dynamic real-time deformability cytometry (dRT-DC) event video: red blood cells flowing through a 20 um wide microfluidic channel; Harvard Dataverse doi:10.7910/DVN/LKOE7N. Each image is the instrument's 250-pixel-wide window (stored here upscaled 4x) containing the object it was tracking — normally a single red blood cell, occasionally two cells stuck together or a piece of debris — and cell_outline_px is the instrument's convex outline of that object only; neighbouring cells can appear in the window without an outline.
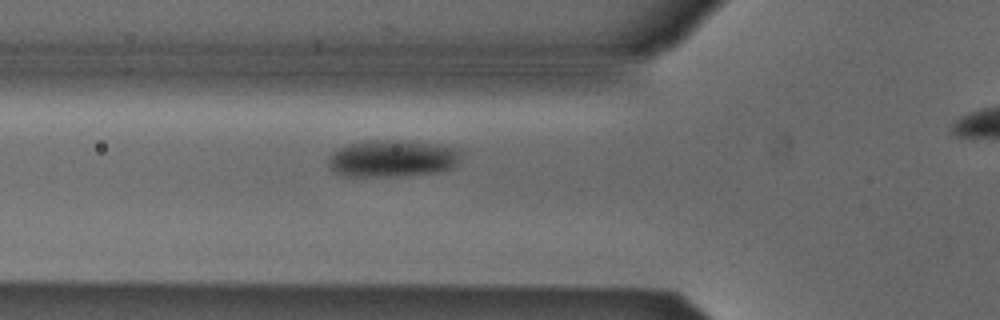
{"species": "Egyptian fruit bat (a non-hibernating species)", "species_latin": "Rousettus aegyptiacus", "temperature_condition": "cold", "stored_images_in_passage": 32, "camera_frame_rate_fps": 3000, "um_per_image_px": 0.085, "animal": {"sex": "male"}, "frame": {"image": 1, "passage_image": 7, "time_ms": 2.0, "image_size_px": [1000, 320], "cell_outline_px": [[460, 152], [456, 164], [452, 168], [432, 172], [396, 176], [348, 176], [336, 172], [328, 164], [328, 156], [336, 148], [348, 144], [368, 140], [396, 140], [436, 144], [460, 148]], "centroid_in_image_um": [33.31, 13.45], "position_along_channel_um": 92.5, "area_um2": 28.38}}
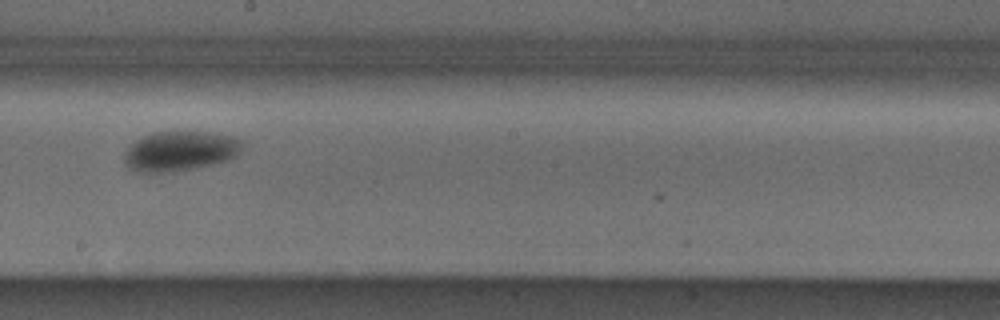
{"frame": {"image": 2, "passage_image": 18, "time_ms": 5.667, "image_size_px": [1000, 320], "cell_outline_px": [[244, 144], [240, 152], [236, 156], [228, 160], [196, 168], [172, 172], [144, 172], [128, 168], [124, 164], [124, 156], [128, 148], [136, 140], [152, 132], [176, 128], [216, 132], [236, 136]], "centroid_in_image_um": [15.35, 12.78], "position_along_channel_um": 232.8, "area_um2": 28.5}}
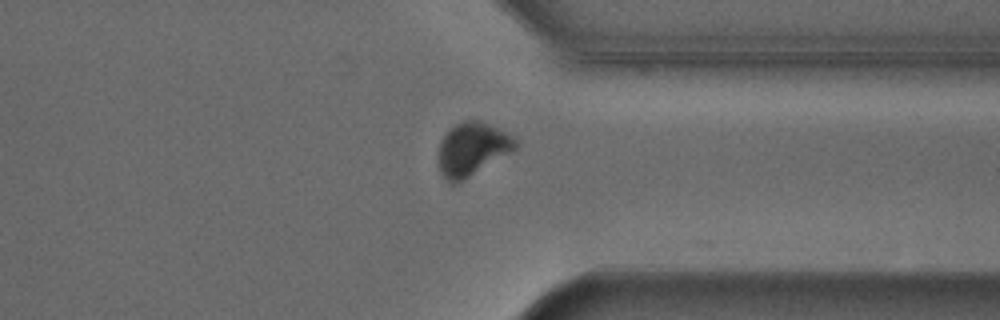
{"frame": {"image": 3, "passage_image": 29, "time_ms": 9.333, "image_size_px": [1000, 320], "cell_outline_px": [[516, 148], [464, 180], [452, 184], [440, 172], [440, 144], [444, 136], [456, 124], [464, 120], [480, 120], [500, 128], [516, 136]], "centroid_in_image_um": [40.18, 12.64], "position_along_channel_um": 371.2, "area_um2": 23.41}, "authors_computed_cell_mechanics": {"area_um2": 27.5706, "velocity_mm_per_s": 3.8321, "shape_relaxation_time_tau1_ms": 5.93, "shape_relaxation_time_tau2_ms": null, "deformation_change_tau1": 0.1222, "deformation_change_tau2": null}}